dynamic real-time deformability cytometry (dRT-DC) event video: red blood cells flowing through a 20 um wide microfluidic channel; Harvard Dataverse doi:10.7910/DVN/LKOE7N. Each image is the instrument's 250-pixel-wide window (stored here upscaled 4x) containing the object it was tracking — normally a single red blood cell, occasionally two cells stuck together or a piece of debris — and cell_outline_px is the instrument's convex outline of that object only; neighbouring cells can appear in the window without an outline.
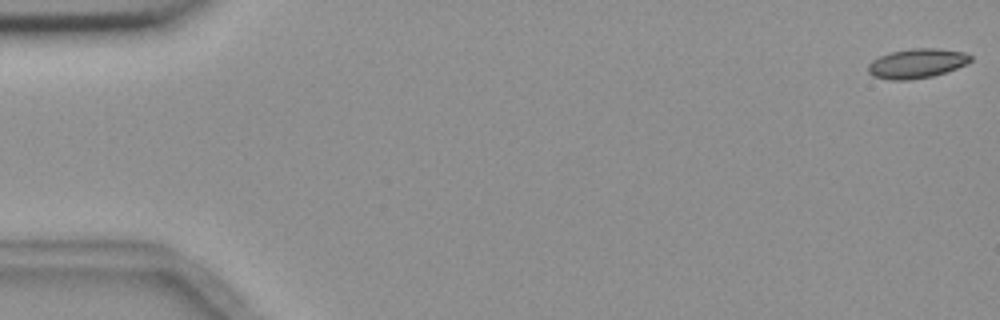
{"species": "common noctule bat (a hibernating species)", "species_latin": "Nyctalus noctula", "temperature_condition": "room temperature", "stored_images_in_passage": 4, "camera_frame_rate_fps": 3000, "um_per_image_px": 0.085, "animal": {"sex": "female", "body_mass_g": 18.4}, "frame": {"image": 1, "passage_image": 1, "time_ms": 0.0, "image_size_px": [1000, 320], "cell_outline_px": [[972, 60], [956, 68], [932, 76], [908, 80], [892, 80], [872, 76], [868, 72], [868, 64], [872, 60], [880, 56], [892, 52], [908, 48], [936, 48], [964, 52], [972, 56]], "centroid_in_image_um": [77.9, 5.38], "position_along_channel_um": 7.1, "area_um2": 17.51}}